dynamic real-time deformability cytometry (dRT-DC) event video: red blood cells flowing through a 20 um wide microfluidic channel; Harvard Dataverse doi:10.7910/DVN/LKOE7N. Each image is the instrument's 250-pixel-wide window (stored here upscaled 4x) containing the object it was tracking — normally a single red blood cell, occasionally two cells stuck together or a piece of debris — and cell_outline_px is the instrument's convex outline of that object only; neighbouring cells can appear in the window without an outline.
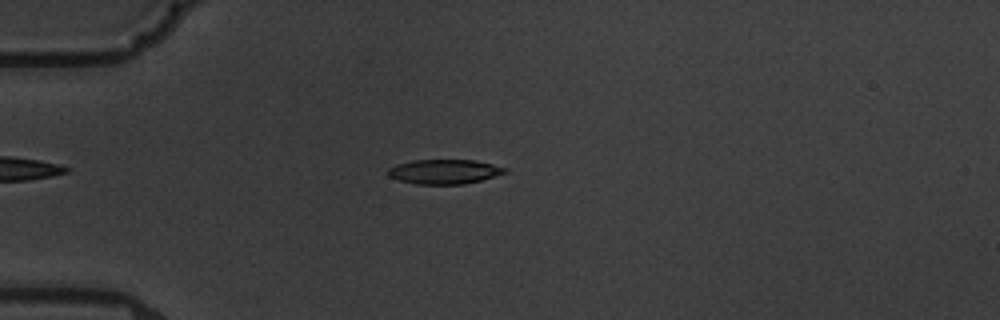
{"species": "common noctule bat (a hibernating species)", "species_latin": "Nyctalus noctula", "temperature_condition": "warm", "stored_images_in_passage": 6, "camera_frame_rate_fps": 3000, "um_per_image_px": 0.085, "animal": {"sex": "male", "body_mass_g": 19.5, "forearm_length_mm": 54.6}, "frame": {"image": 1, "passage_image": 4, "time_ms": 3.667, "image_size_px": [1000, 320], "cell_outline_px": [[508, 172], [480, 180], [464, 184], [416, 184], [400, 180], [388, 176], [388, 168], [396, 164], [412, 160], [476, 160], [508, 168]], "centroid_in_image_um": [37.77, 14.58], "position_along_channel_um": 47.2, "area_um2": 16.7}}
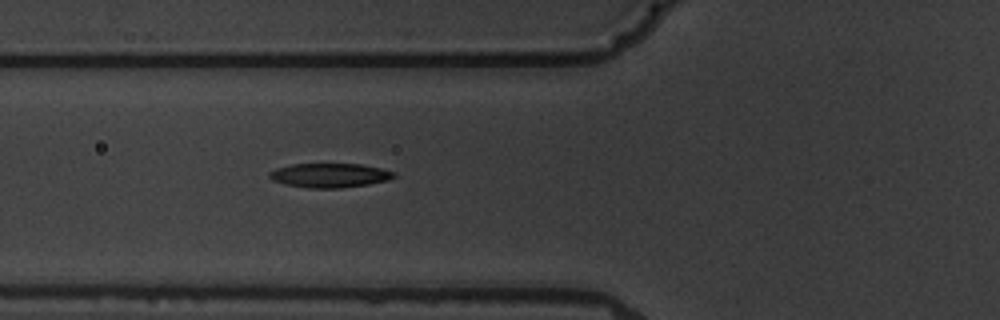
{"frame": {"image": 2, "passage_image": 6, "time_ms": 5.667, "image_size_px": [1000, 320], "cell_outline_px": [[396, 176], [388, 180], [368, 184], [340, 188], [308, 188], [284, 184], [272, 180], [268, 176], [268, 172], [276, 168], [292, 164], [360, 164], [380, 168], [396, 172]], "centroid_in_image_um": [28.0, 14.9], "position_along_channel_um": 97.8, "area_um2": 17.63}}